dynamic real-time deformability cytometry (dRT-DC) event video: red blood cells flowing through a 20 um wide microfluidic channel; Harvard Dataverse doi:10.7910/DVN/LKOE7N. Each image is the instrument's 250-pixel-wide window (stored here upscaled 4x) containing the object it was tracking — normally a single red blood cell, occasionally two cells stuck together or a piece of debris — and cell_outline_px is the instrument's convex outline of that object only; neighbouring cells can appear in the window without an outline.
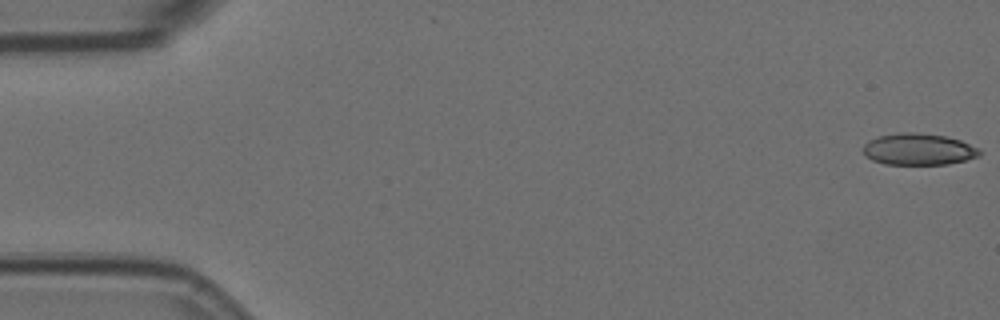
{"species": "Egyptian fruit bat (a non-hibernating species)", "species_latin": "Rousettus aegyptiacus", "temperature_condition": "room temperature", "stored_images_in_passage": 57, "camera_frame_rate_fps": 3000, "um_per_image_px": 0.085, "animal": {"sex": "female"}, "frame": {"image": 1, "passage_image": 1, "time_ms": 0.0, "image_size_px": [1000, 320], "cell_outline_px": [[980, 156], [948, 164], [884, 164], [872, 160], [864, 152], [864, 144], [868, 140], [876, 136], [900, 132], [916, 132], [944, 136], [960, 140], [980, 148]], "centroid_in_image_um": [78.07, 12.68], "position_along_channel_um": 6.9, "area_um2": 21.44}}
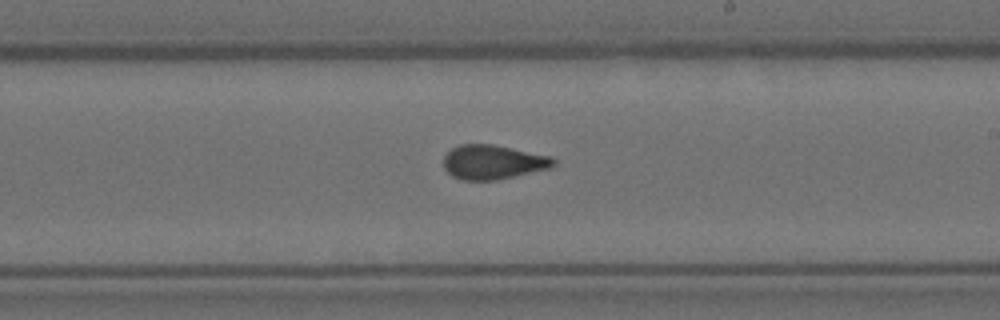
{"frame": {"image": 2, "passage_image": 33, "time_ms": 10.667, "image_size_px": [1000, 320], "cell_outline_px": [[556, 164], [548, 168], [496, 180], [460, 180], [452, 176], [444, 168], [444, 156], [452, 148], [460, 144], [492, 144], [552, 156], [556, 160]], "centroid_in_image_um": [41.89, 13.77], "position_along_channel_um": 247.1, "area_um2": 21.91}}
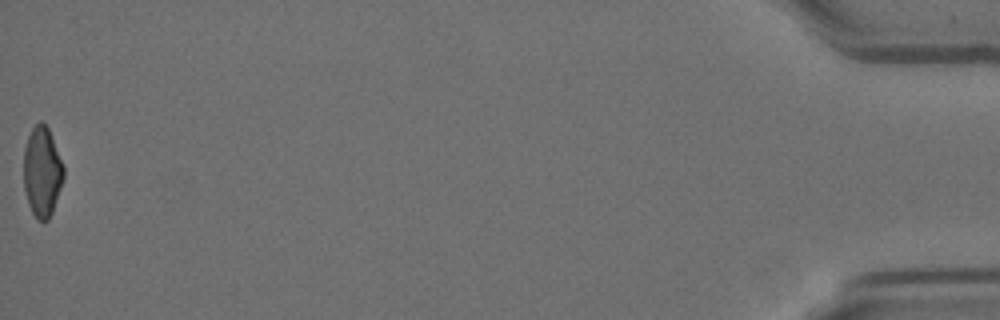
{"frame": {"image": 3, "passage_image": 57, "time_ms": 18.667, "image_size_px": [1000, 320], "cell_outline_px": [[64, 176], [52, 212], [48, 220], [36, 220], [28, 204], [24, 188], [24, 148], [28, 136], [32, 128], [40, 120], [48, 128], [64, 168]], "centroid_in_image_um": [3.56, 14.61], "position_along_channel_um": 431.6, "area_um2": 20.69}, "authors_computed_cell_mechanics": {"area_um2": 22.0796, "velocity_mm_per_s": 3.5849, "shape_relaxation_time_tau1_ms": null, "shape_relaxation_time_tau2_ms": 1.2373, "deformation_change_tau1": null, "deformation_change_tau2": 0.0768}}